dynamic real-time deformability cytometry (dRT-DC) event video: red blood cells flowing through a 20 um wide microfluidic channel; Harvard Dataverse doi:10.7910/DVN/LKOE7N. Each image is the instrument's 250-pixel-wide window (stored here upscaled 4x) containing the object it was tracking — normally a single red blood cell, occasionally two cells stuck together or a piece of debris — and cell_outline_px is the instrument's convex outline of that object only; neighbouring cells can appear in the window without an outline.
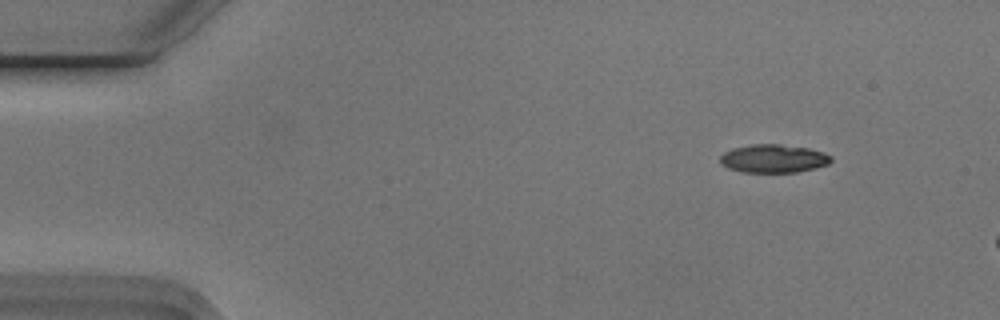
{"species": "Egyptian fruit bat (a non-hibernating species)", "species_latin": "Rousettus aegyptiacus", "temperature_condition": "cold", "stored_images_in_passage": 4, "camera_frame_rate_fps": 3000, "um_per_image_px": 0.085, "animal": {"sex": "male"}, "frame": {"image": 1, "passage_image": 2, "time_ms": 0.333, "image_size_px": [1000, 320], "cell_outline_px": [[832, 160], [828, 164], [816, 168], [796, 172], [740, 172], [728, 168], [720, 164], [720, 156], [724, 152], [732, 148], [752, 144], [780, 144], [808, 148], [824, 152], [832, 156]], "centroid_in_image_um": [65.74, 13.48], "position_along_channel_um": 19.3, "area_um2": 18.44}}